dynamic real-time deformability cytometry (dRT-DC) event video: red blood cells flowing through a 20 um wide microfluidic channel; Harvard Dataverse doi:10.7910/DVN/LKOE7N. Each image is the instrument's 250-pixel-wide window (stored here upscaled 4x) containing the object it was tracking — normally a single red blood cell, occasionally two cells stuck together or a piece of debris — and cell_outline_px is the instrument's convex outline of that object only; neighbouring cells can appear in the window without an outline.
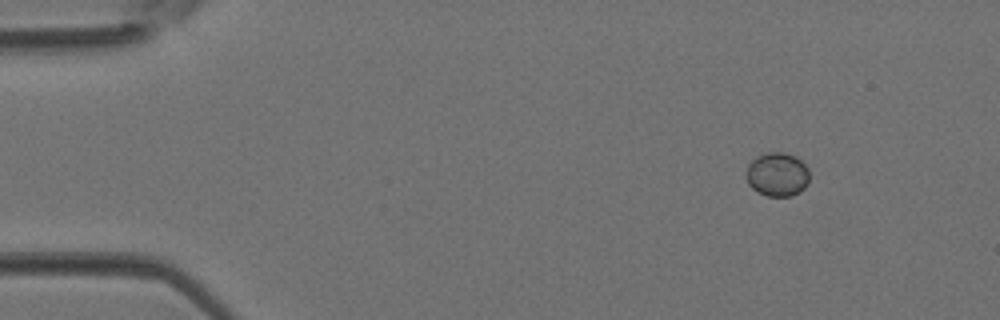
{"species": "Egyptian fruit bat (a non-hibernating species)", "species_latin": "Rousettus aegyptiacus", "temperature_condition": "room temperature", "stored_images_in_passage": 3, "camera_frame_rate_fps": 3000, "um_per_image_px": 0.085, "animal": {"sex": "female"}, "frame": {"image": 1, "passage_image": 1, "time_ms": 0.0, "image_size_px": [1000, 320], "cell_outline_px": [[808, 184], [800, 192], [792, 196], [768, 196], [756, 192], [748, 184], [744, 176], [748, 164], [756, 156], [768, 152], [784, 152], [796, 156], [808, 168]], "centroid_in_image_um": [66.04, 14.83], "position_along_channel_um": 19.0, "area_um2": 16.47}}
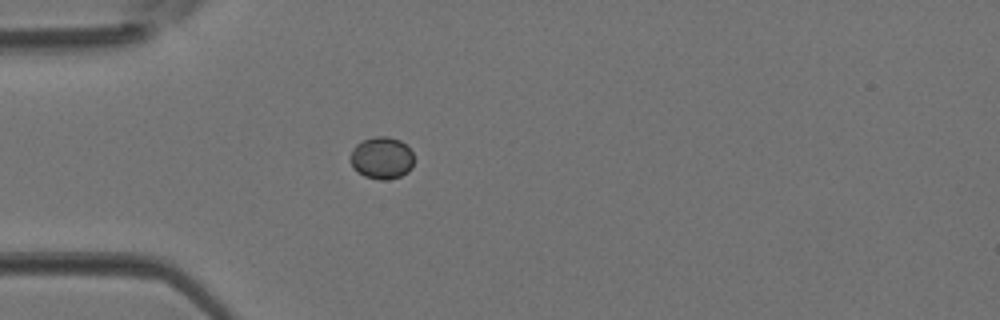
{"frame": {"image": 2, "passage_image": 3, "time_ms": 0.667, "image_size_px": [1000, 320], "cell_outline_px": [[412, 168], [408, 172], [400, 176], [388, 180], [380, 180], [364, 176], [352, 168], [348, 156], [352, 148], [356, 144], [364, 140], [376, 136], [388, 136], [400, 140], [412, 152]], "centroid_in_image_um": [32.4, 13.43], "position_along_channel_um": 52.6, "area_um2": 15.78}}